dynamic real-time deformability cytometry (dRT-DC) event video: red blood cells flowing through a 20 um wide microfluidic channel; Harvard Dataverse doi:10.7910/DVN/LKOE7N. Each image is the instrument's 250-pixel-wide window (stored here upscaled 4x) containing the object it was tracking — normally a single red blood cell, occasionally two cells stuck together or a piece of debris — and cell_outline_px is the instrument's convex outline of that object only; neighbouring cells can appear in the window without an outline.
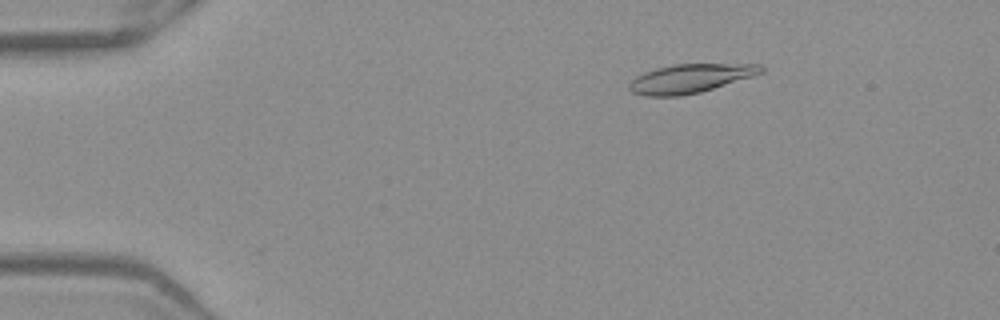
{"species": "Egyptian fruit bat (a non-hibernating species)", "species_latin": "Rousettus aegyptiacus", "temperature_condition": "warm", "stored_images_in_passage": 52, "camera_frame_rate_fps": 3000, "um_per_image_px": 0.085, "frame": {"image": 1, "passage_image": 9, "time_ms": 2.667, "image_size_px": [1000, 320], "cell_outline_px": [[764, 72], [752, 76], [700, 92], [680, 96], [644, 96], [632, 92], [628, 88], [628, 84], [636, 76], [644, 72], [656, 68], [676, 64], [760, 64], [764, 68]], "centroid_in_image_um": [58.64, 6.67], "position_along_channel_um": 26.4, "area_um2": 22.02}}
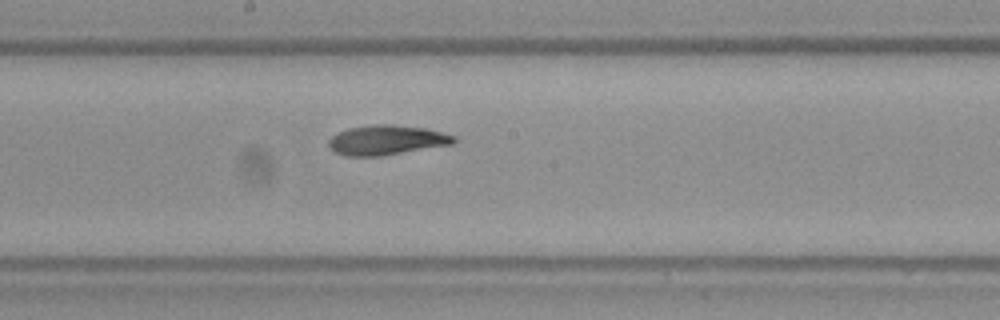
{"frame": {"image": 2, "passage_image": 29, "time_ms": 9.333, "image_size_px": [1000, 320], "cell_outline_px": [[456, 144], [380, 156], [344, 156], [336, 152], [328, 144], [328, 140], [332, 136], [348, 128], [376, 124], [392, 124], [424, 128], [456, 136]], "centroid_in_image_um": [32.9, 11.91], "position_along_channel_um": 215.3, "area_um2": 21.68}}
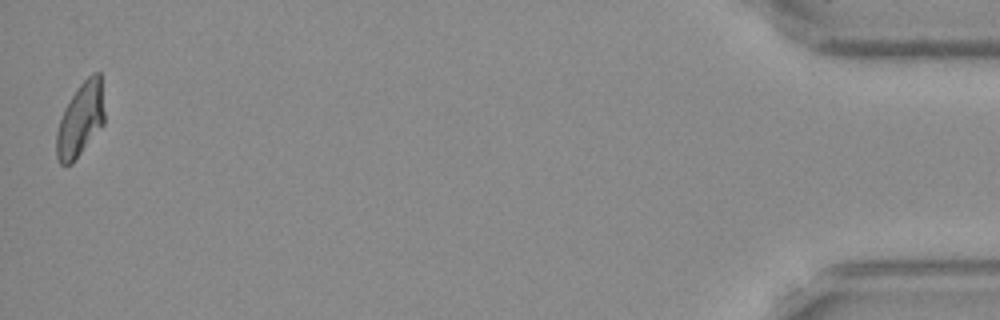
{"frame": {"image": 3, "passage_image": 52, "time_ms": 17.0, "image_size_px": [1000, 320], "cell_outline_px": [[104, 124], [72, 164], [60, 164], [56, 156], [56, 132], [64, 108], [80, 84], [92, 72], [100, 72], [104, 112]], "centroid_in_image_um": [6.83, 10.18], "position_along_channel_um": 428.4, "area_um2": 20.52}, "authors_computed_cell_mechanics": {"area_um2": 21.675, "velocity_mm_per_s": 3.9411, "shape_relaxation_time_tau1_ms": 4.8661, "shape_relaxation_time_tau2_ms": 3.0155, "deformation_change_tau1": 0.1876, "deformation_change_tau2": 0.1019}}